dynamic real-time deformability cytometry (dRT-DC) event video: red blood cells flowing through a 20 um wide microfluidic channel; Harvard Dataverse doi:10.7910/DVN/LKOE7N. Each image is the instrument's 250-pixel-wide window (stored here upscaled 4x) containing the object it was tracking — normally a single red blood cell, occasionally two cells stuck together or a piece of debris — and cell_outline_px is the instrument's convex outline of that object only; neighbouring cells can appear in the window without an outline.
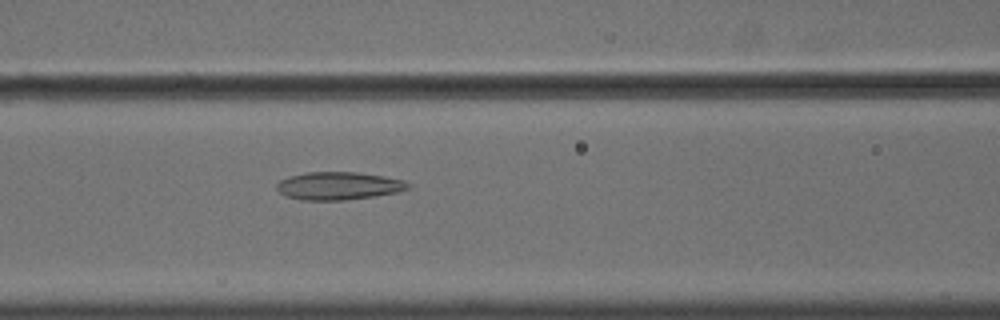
{"species": "common noctule bat (a hibernating species)", "species_latin": "Nyctalus noctula", "temperature_condition": "cold", "stored_images_in_passage": 17, "camera_frame_rate_fps": 3000, "um_per_image_px": 0.085, "animal": {"sex": "male", "body_mass_g": 18.8}, "frame": {"image": 1, "passage_image": 16, "time_ms": 5.0, "image_size_px": [1000, 320], "cell_outline_px": [[412, 188], [400, 192], [376, 196], [344, 200], [300, 200], [288, 196], [280, 192], [276, 188], [276, 184], [280, 180], [288, 176], [304, 172], [360, 172], [384, 176], [404, 180], [412, 184]], "centroid_in_image_um": [28.84, 15.79], "position_along_channel_um": 137.8, "area_um2": 21.68}}